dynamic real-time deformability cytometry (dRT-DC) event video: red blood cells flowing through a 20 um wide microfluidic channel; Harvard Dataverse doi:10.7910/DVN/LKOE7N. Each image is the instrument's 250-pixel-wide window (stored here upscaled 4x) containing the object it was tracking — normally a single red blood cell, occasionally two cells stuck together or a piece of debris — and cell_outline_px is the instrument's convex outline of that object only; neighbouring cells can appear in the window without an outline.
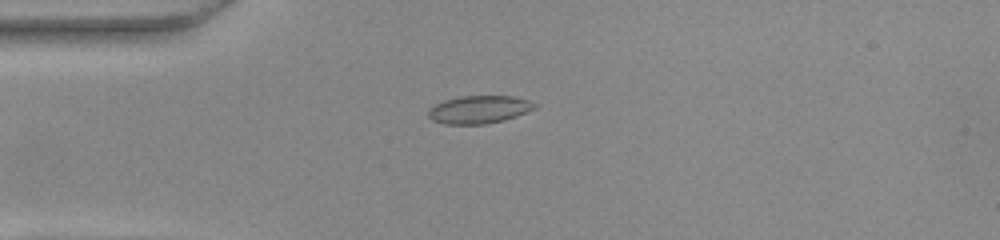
{"species": "common noctule bat (a hibernating species)", "species_latin": "Nyctalus noctula", "temperature_condition": "warm", "stored_images_in_passage": 41, "camera_frame_rate_fps": 3000, "um_per_image_px": 0.085, "animal": {"sex": "female", "body_mass_g": 22.0, "forearm_length_mm": 56.7}, "frame": {"image": 1, "passage_image": 2, "time_ms": 0.333, "image_size_px": [1000, 240], "cell_outline_px": [[540, 104], [536, 108], [516, 116], [504, 120], [484, 124], [444, 124], [432, 120], [428, 116], [428, 108], [444, 100], [460, 96], [512, 96], [528, 100]], "centroid_in_image_um": [40.73, 9.31], "position_along_channel_um": 44.3, "area_um2": 17.34}}
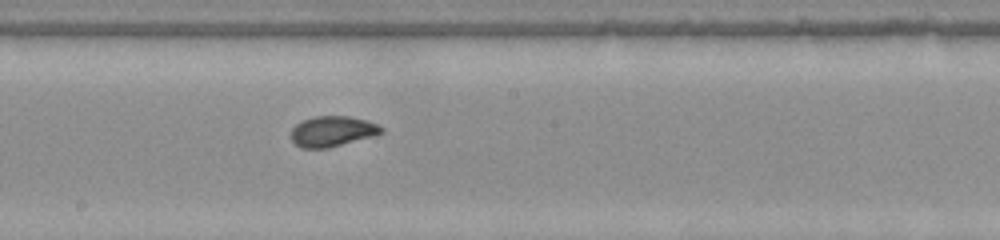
{"frame": {"image": 2, "passage_image": 17, "time_ms": 5.333, "image_size_px": [1000, 240], "cell_outline_px": [[384, 132], [372, 136], [328, 148], [300, 148], [292, 140], [292, 128], [300, 120], [312, 116], [348, 116], [368, 120], [384, 128]], "centroid_in_image_um": [28.24, 11.15], "position_along_channel_um": 220.0, "area_um2": 16.07}}
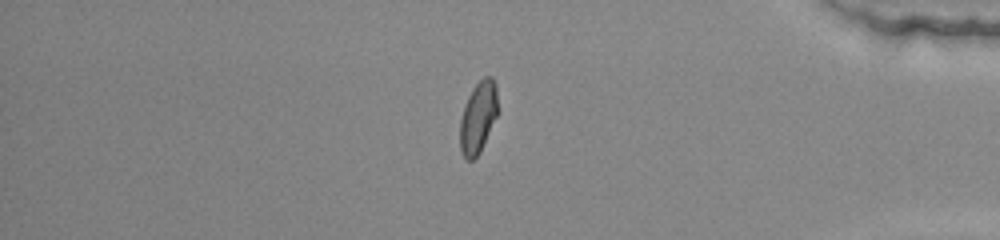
{"frame": {"image": 3, "passage_image": 33, "time_ms": 10.667, "image_size_px": [1000, 240], "cell_outline_px": [[500, 112], [480, 152], [472, 160], [468, 160], [464, 156], [460, 148], [460, 120], [468, 96], [472, 88], [484, 76], [492, 76], [496, 84]], "centroid_in_image_um": [40.69, 9.93], "position_along_channel_um": 394.5, "area_um2": 16.13}, "authors_computed_cell_mechanics": {"area_um2": 16.0684, "velocity_mm_per_s": 3.8618, "shape_relaxation_time_tau1_ms": 8.2306, "shape_relaxation_time_tau2_ms": null, "deformation_change_tau1": 0.1955, "deformation_change_tau2": null}}